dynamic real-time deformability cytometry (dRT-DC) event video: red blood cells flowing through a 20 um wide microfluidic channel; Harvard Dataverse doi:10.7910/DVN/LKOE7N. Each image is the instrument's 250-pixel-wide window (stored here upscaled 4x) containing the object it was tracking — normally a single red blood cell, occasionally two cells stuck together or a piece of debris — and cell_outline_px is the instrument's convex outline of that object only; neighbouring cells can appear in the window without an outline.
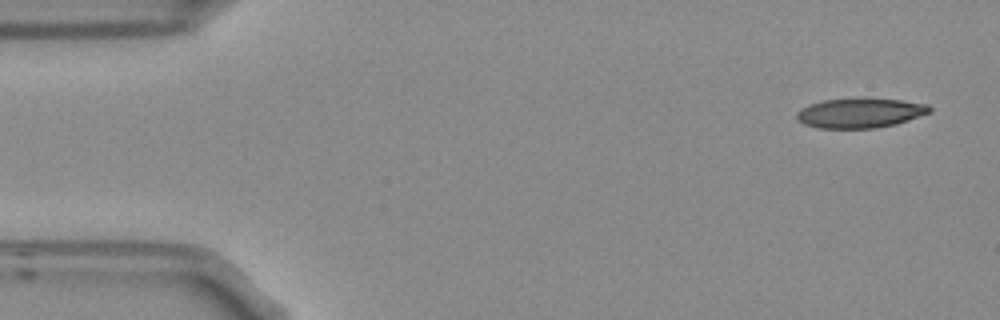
{"species": "Egyptian fruit bat (a non-hibernating species)", "species_latin": "Rousettus aegyptiacus", "temperature_condition": "room temperature", "stored_images_in_passage": 10, "camera_frame_rate_fps": 3000, "um_per_image_px": 0.085, "frame": {"image": 1, "passage_image": 1, "time_ms": 0.0, "image_size_px": [1000, 320], "cell_outline_px": [[932, 112], [896, 124], [876, 128], [816, 128], [804, 124], [796, 116], [796, 112], [800, 108], [808, 104], [824, 100], [900, 100], [928, 104], [932, 108]], "centroid_in_image_um": [73.1, 9.63], "position_along_channel_um": 11.9, "area_um2": 22.54}}
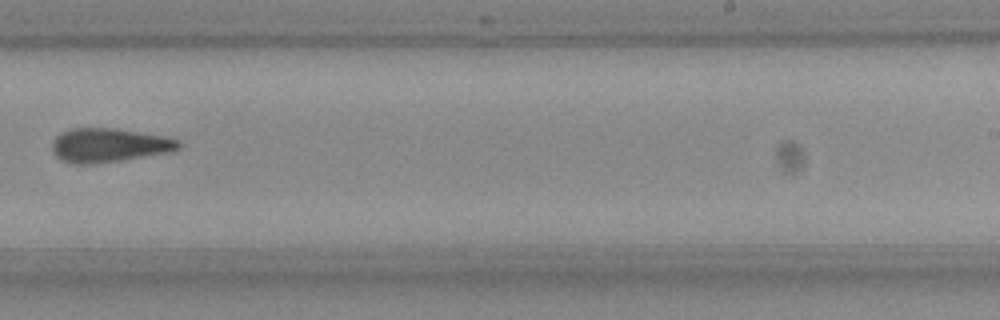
{"frame": {"image": 2, "passage_image": 9, "time_ms": 2.667, "image_size_px": [1000, 320], "cell_outline_px": [[180, 148], [164, 152], [92, 164], [76, 164], [64, 160], [56, 156], [52, 152], [52, 140], [60, 132], [72, 128], [116, 128], [164, 136], [176, 140], [180, 144]], "centroid_in_image_um": [9.16, 12.32], "position_along_channel_um": 279.8, "area_um2": 24.45}}